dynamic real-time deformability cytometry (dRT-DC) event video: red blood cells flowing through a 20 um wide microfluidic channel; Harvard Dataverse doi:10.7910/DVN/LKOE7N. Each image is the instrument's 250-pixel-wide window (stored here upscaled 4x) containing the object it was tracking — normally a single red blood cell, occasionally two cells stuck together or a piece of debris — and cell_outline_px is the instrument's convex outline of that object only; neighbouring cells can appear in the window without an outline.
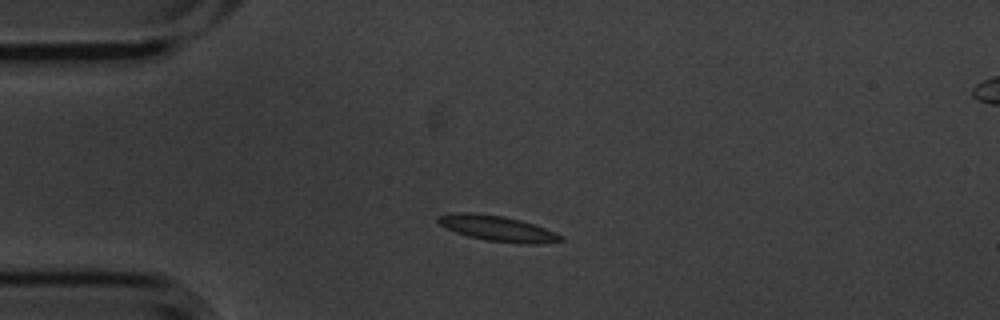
{"species": "common noctule bat (a hibernating species)", "species_latin": "Nyctalus noctula", "temperature_condition": "cold", "stored_images_in_passage": 9, "camera_frame_rate_fps": 3000, "um_per_image_px": 0.085, "animal": {"sex": "male", "body_mass_g": 20.1, "forearm_length_mm": 53.5}, "frame": {"image": 1, "passage_image": 3, "time_ms": 0.667, "image_size_px": [1000, 320], "cell_outline_px": [[564, 240], [540, 244], [520, 244], [484, 240], [468, 236], [456, 232], [440, 224], [436, 220], [436, 216], [456, 212], [472, 212], [504, 216], [520, 220], [556, 232], [564, 236]], "centroid_in_image_um": [42.3, 19.42], "position_along_channel_um": 42.7, "area_um2": 18.32}}
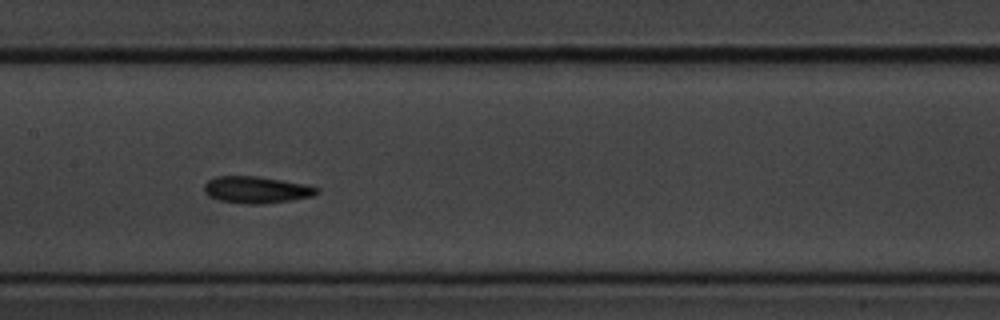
{"frame": {"image": 2, "passage_image": 7, "time_ms": 2.0, "image_size_px": [1000, 320], "cell_outline_px": [[320, 192], [312, 196], [292, 200], [264, 204], [248, 204], [220, 200], [208, 196], [204, 192], [204, 184], [208, 180], [216, 176], [256, 176], [304, 184], [320, 188]], "centroid_in_image_um": [21.79, 16.13], "position_along_channel_um": 185.6, "area_um2": 17.57}}
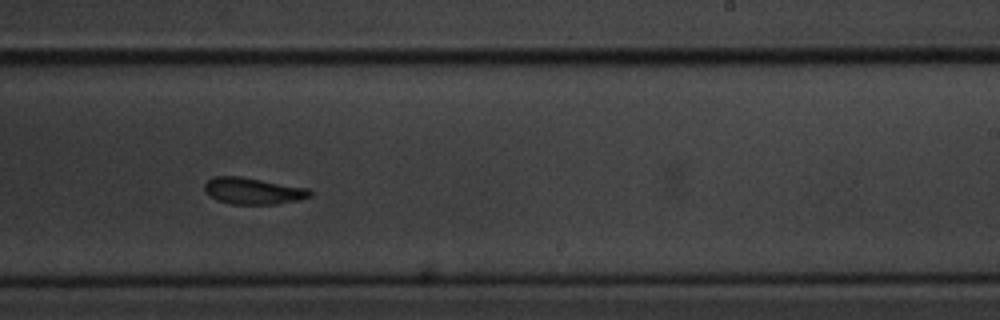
{"frame": {"image": 3, "passage_image": 9, "time_ms": 2.667, "image_size_px": [1000, 320], "cell_outline_px": [[312, 196], [296, 200], [276, 204], [232, 204], [216, 200], [204, 192], [204, 184], [212, 176], [240, 176], [308, 188], [312, 192]], "centroid_in_image_um": [21.47, 16.22], "position_along_channel_um": 267.5, "area_um2": 16.36}}